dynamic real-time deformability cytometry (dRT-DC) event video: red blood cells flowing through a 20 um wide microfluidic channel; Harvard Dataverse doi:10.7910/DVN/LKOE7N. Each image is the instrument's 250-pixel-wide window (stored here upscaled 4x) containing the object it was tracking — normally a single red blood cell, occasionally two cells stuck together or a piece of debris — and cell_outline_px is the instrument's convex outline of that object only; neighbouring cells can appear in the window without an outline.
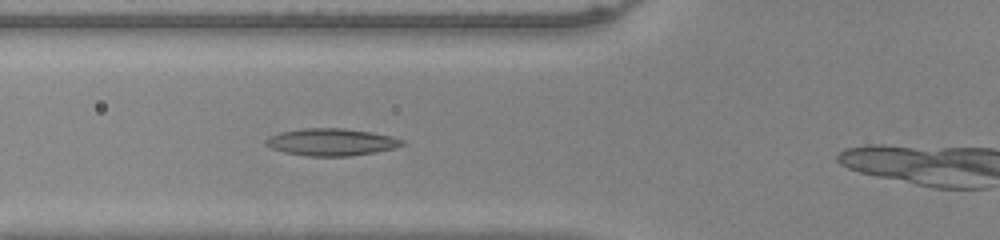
{"species": "common noctule bat (a hibernating species)", "species_latin": "Nyctalus noctula", "temperature_condition": "warm", "stored_images_in_passage": 34, "camera_frame_rate_fps": 3000, "um_per_image_px": 0.085, "animal": {"sex": "male", "body_mass_g": 20.0, "forearm_length_mm": 53.3}, "frame": {"image": 1, "passage_image": 11, "time_ms": 3.333, "image_size_px": [1000, 240], "cell_outline_px": [[404, 144], [392, 148], [376, 152], [348, 156], [308, 156], [284, 152], [272, 148], [264, 144], [264, 140], [268, 136], [280, 132], [304, 128], [340, 128], [372, 132], [392, 136], [404, 140]], "centroid_in_image_um": [28.13, 12.07], "position_along_channel_um": 97.7, "area_um2": 21.56}}
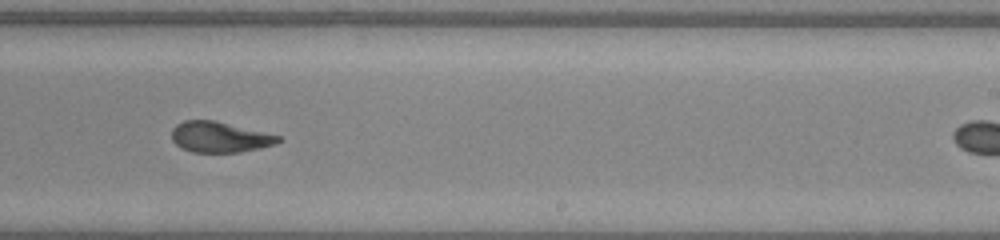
{"frame": {"image": 2, "passage_image": 24, "time_ms": 7.667, "image_size_px": [1000, 240], "cell_outline_px": [[280, 140], [276, 144], [260, 148], [240, 152], [192, 152], [180, 148], [172, 140], [172, 128], [176, 124], [184, 120], [216, 120], [280, 136]], "centroid_in_image_um": [18.64, 11.65], "position_along_channel_um": 270.4, "area_um2": 19.07}}
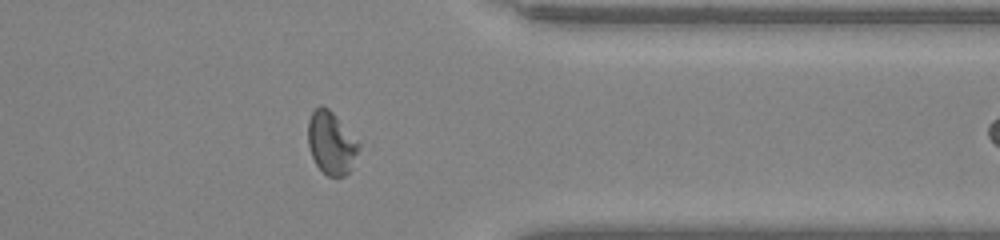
{"frame": {"image": 3, "passage_image": 33, "time_ms": 10.667, "image_size_px": [1000, 240], "cell_outline_px": [[360, 144], [348, 172], [344, 176], [328, 176], [316, 164], [312, 156], [308, 144], [308, 120], [312, 112], [320, 104], [328, 108], [336, 116]], "centroid_in_image_um": [28.12, 12.12], "position_along_channel_um": 383.3, "area_um2": 18.03}}